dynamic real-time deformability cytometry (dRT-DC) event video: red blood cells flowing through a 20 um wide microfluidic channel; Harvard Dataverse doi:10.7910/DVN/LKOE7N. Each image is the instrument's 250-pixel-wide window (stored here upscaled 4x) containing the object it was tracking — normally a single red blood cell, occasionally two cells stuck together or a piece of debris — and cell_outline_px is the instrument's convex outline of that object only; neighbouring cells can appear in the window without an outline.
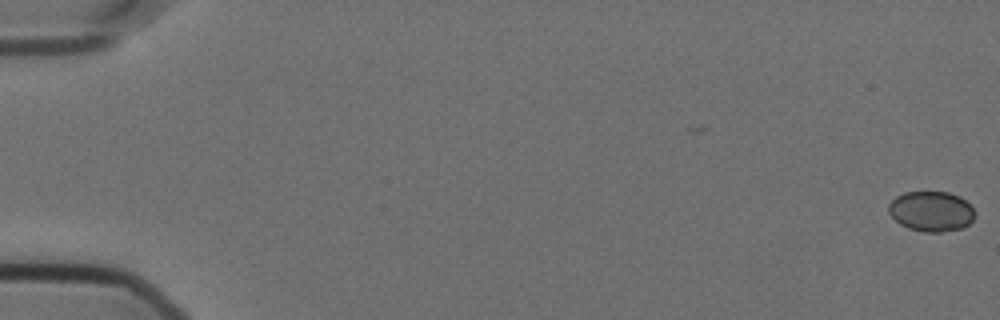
{"species": "Egyptian fruit bat (a non-hibernating species)", "species_latin": "Rousettus aegyptiacus", "temperature_condition": "cold", "stored_images_in_passage": 54, "camera_frame_rate_fps": 3000, "um_per_image_px": 0.085, "animal": {"sex": "female"}, "frame": {"image": 1, "passage_image": 1, "time_ms": 0.0, "image_size_px": [1000, 320], "cell_outline_px": [[976, 216], [964, 228], [940, 232], [924, 232], [908, 228], [900, 224], [888, 212], [888, 204], [896, 196], [904, 192], [948, 192], [960, 196], [972, 208]], "centroid_in_image_um": [79.15, 17.96], "position_along_channel_um": 5.9, "area_um2": 20.23}}
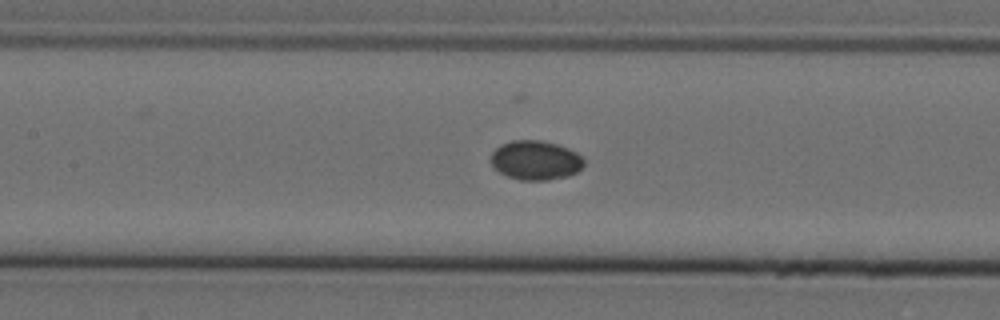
{"frame": {"image": 2, "passage_image": 28, "time_ms": 9.0, "image_size_px": [1000, 320], "cell_outline_px": [[584, 164], [576, 172], [568, 176], [548, 180], [520, 180], [508, 176], [500, 172], [492, 164], [492, 152], [500, 144], [512, 140], [540, 140], [556, 144], [568, 148], [576, 152], [584, 160]], "centroid_in_image_um": [45.52, 13.61], "position_along_channel_um": 161.9, "area_um2": 21.15}}
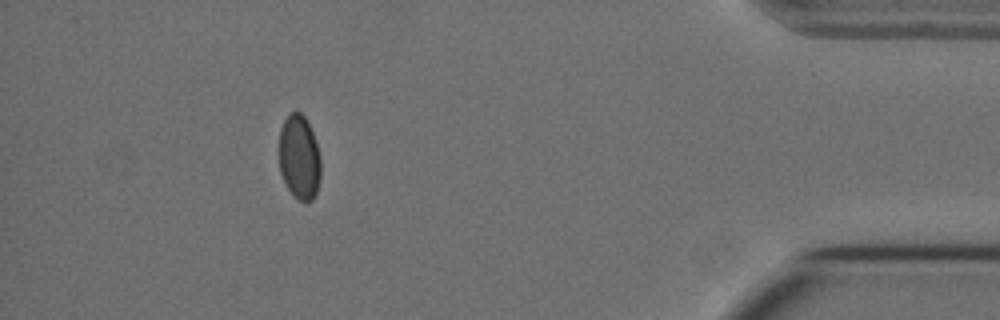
{"frame": {"image": 3, "passage_image": 53, "time_ms": 17.333, "image_size_px": [1000, 320], "cell_outline_px": [[320, 180], [316, 192], [312, 200], [308, 204], [304, 204], [292, 196], [280, 172], [280, 128], [284, 120], [292, 112], [300, 112], [304, 116], [312, 132], [320, 156]], "centroid_in_image_um": [25.45, 13.43], "position_along_channel_um": 409.8, "area_um2": 20.52}}